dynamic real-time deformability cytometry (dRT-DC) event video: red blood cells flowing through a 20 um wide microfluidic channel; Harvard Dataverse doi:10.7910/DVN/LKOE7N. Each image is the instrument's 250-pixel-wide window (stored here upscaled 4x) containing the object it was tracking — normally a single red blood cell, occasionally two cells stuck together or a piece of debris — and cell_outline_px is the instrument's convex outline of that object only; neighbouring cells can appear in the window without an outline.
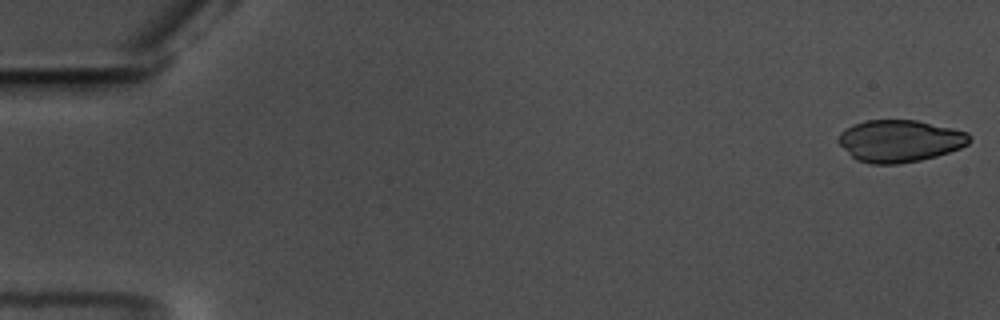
{"species": "common noctule bat (a hibernating species)", "species_latin": "Nyctalus noctula", "temperature_condition": "warm", "stored_images_in_passage": 57, "camera_frame_rate_fps": 3000, "um_per_image_px": 0.085, "animal": {"sex": "male", "body_mass_g": 17.5, "forearm_length_mm": 52.3}, "frame": {"image": 1, "passage_image": 1, "time_ms": 0.0, "image_size_px": [1000, 320], "cell_outline_px": [[972, 140], [968, 144], [960, 148], [936, 156], [920, 160], [896, 164], [872, 164], [856, 160], [836, 140], [840, 132], [852, 124], [864, 120], [916, 120], [952, 128], [968, 132], [972, 136]], "centroid_in_image_um": [76.48, 11.97], "position_along_channel_um": 8.5, "area_um2": 32.25}}